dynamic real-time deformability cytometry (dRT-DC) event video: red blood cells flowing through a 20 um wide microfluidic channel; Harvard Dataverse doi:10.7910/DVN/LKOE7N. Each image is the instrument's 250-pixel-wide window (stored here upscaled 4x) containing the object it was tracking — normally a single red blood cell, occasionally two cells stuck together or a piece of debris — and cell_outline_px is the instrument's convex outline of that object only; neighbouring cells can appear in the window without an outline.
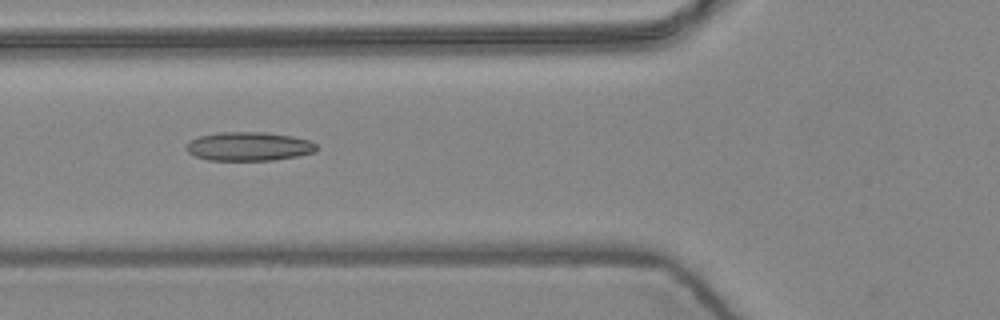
{"species": "common noctule bat (a hibernating species)", "species_latin": "Nyctalus noctula", "temperature_condition": "warm", "stored_images_in_passage": 12, "camera_frame_rate_fps": 3000, "um_per_image_px": 0.085, "animal": {"sex": "female", "body_mass_g": 24.6, "forearm_length_mm": 56.2}, "frame": {"image": 1, "passage_image": 3, "time_ms": 0.667, "image_size_px": [1000, 320], "cell_outline_px": [[316, 152], [296, 156], [272, 160], [208, 160], [196, 156], [188, 152], [184, 148], [184, 144], [188, 140], [200, 136], [220, 132], [264, 132], [292, 136], [312, 140], [316, 144]], "centroid_in_image_um": [21.12, 12.44], "position_along_channel_um": 104.7, "area_um2": 22.02}}
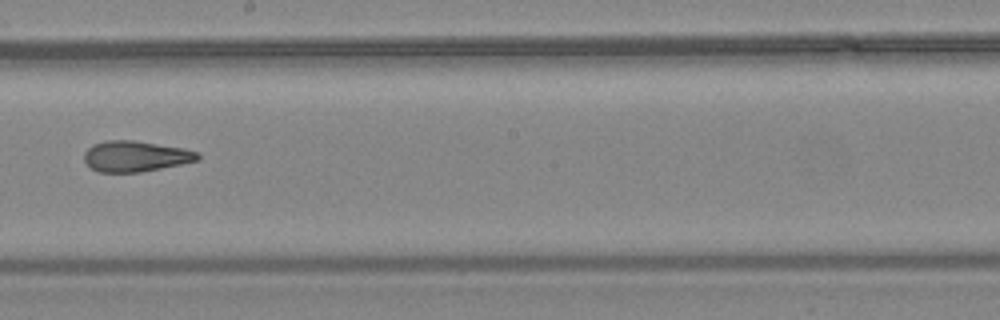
{"frame": {"image": 2, "passage_image": 6, "time_ms": 1.667, "image_size_px": [1000, 320], "cell_outline_px": [[200, 160], [140, 172], [100, 172], [92, 168], [84, 160], [84, 152], [92, 144], [104, 140], [132, 140], [184, 148], [200, 152]], "centroid_in_image_um": [11.53, 13.27], "position_along_channel_um": 236.7, "area_um2": 20.35}}
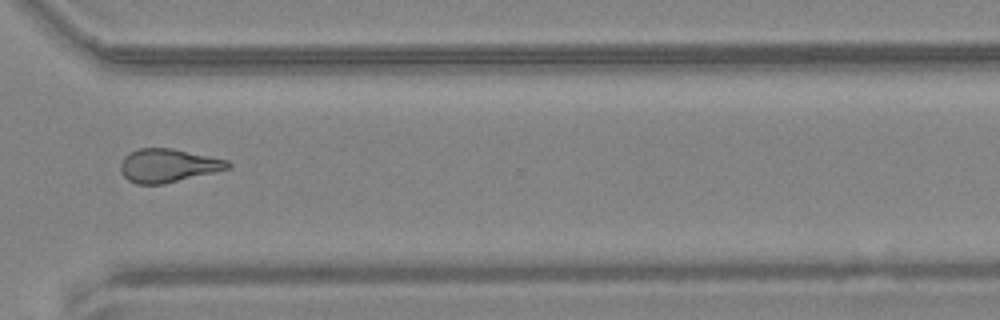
{"frame": {"image": 3, "passage_image": 9, "time_ms": 2.667, "image_size_px": [1000, 320], "cell_outline_px": [[232, 164], [228, 168], [216, 172], [164, 184], [136, 184], [128, 180], [120, 172], [120, 164], [124, 156], [140, 148], [172, 148], [228, 160]], "centroid_in_image_um": [14.28, 14.08], "position_along_channel_um": 356.3, "area_um2": 20.92}}